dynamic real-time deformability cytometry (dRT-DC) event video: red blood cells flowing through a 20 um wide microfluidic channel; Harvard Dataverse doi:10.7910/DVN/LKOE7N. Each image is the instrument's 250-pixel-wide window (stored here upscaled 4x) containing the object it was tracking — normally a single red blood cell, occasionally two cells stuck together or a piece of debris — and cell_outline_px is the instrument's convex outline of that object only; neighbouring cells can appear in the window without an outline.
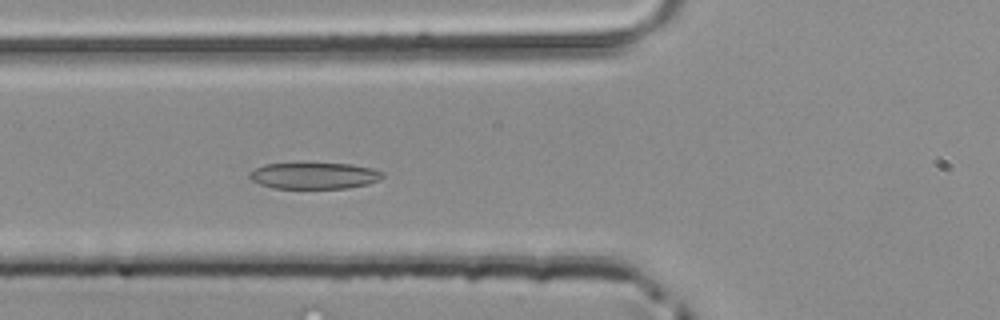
{"species": "common noctule bat (a hibernating species)", "species_latin": "Nyctalus noctula", "temperature_condition": "room temperature", "stored_images_in_passage": 50, "camera_frame_rate_fps": 3000, "um_per_image_px": 0.085, "animal": {"sex": "male", "body_mass_g": 20.4}, "frame": {"image": 1, "passage_image": 18, "time_ms": 5.667, "image_size_px": [1000, 320], "cell_outline_px": [[384, 176], [380, 180], [368, 184], [348, 188], [272, 188], [260, 184], [252, 180], [248, 176], [248, 172], [264, 164], [352, 164], [372, 168], [384, 172]], "centroid_in_image_um": [26.73, 14.94], "position_along_channel_um": 99.1, "area_um2": 20.4}}
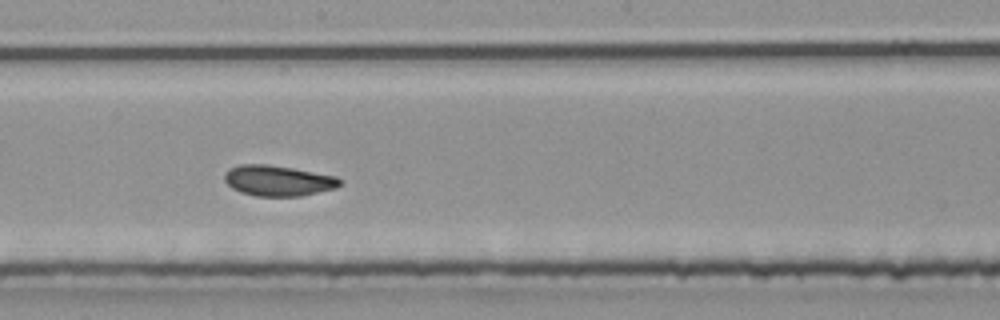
{"frame": {"image": 2, "passage_image": 27, "time_ms": 8.667, "image_size_px": [1000, 320], "cell_outline_px": [[344, 184], [336, 188], [300, 196], [256, 196], [240, 192], [232, 188], [224, 180], [224, 172], [228, 168], [240, 164], [268, 164], [292, 168], [336, 176], [344, 180]], "centroid_in_image_um": [23.64, 15.35], "position_along_channel_um": 224.6, "area_um2": 20.81}}
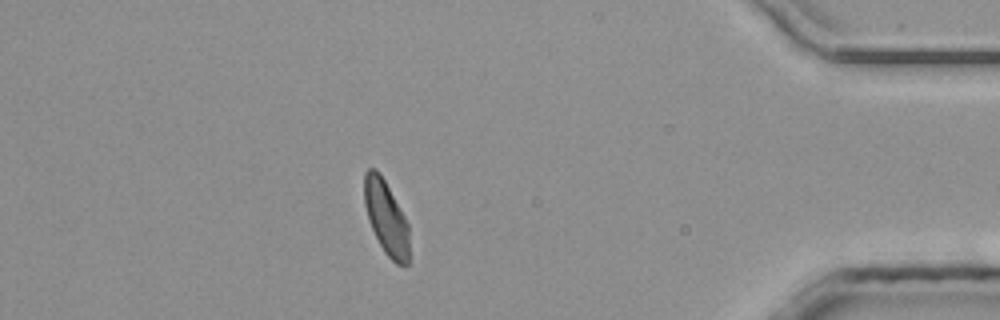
{"frame": {"image": 3, "passage_image": 43, "time_ms": 14.0, "image_size_px": [1000, 320], "cell_outline_px": [[408, 264], [396, 264], [384, 252], [368, 220], [364, 204], [364, 172], [368, 168], [376, 168], [380, 172], [404, 216], [408, 224]], "centroid_in_image_um": [32.79, 18.46], "position_along_channel_um": 402.4, "area_um2": 19.13}}